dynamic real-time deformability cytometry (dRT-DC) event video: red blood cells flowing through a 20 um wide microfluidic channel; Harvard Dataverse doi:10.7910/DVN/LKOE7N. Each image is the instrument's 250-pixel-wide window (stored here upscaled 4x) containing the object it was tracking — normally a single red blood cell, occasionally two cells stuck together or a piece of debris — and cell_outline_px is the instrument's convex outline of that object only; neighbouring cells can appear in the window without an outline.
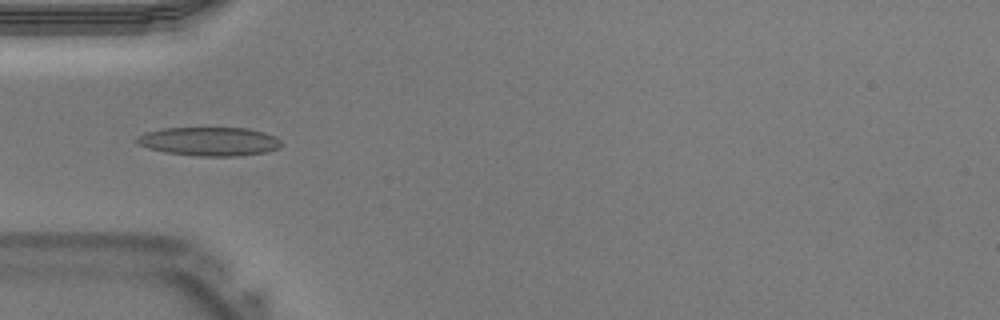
{"species": "Egyptian fruit bat (a non-hibernating species)", "species_latin": "Rousettus aegyptiacus", "temperature_condition": "warm", "stored_images_in_passage": 40, "camera_frame_rate_fps": 3000, "um_per_image_px": 0.085, "animal": {"sex": "male"}, "frame": {"image": 1, "passage_image": 12, "time_ms": 3.667, "image_size_px": [1000, 320], "cell_outline_px": [[284, 144], [280, 148], [264, 152], [240, 156], [200, 156], [164, 152], [148, 148], [136, 144], [136, 136], [144, 132], [160, 128], [248, 128], [264, 132], [276, 136]], "centroid_in_image_um": [17.79, 12.02], "position_along_channel_um": 67.2, "area_um2": 24.51}}
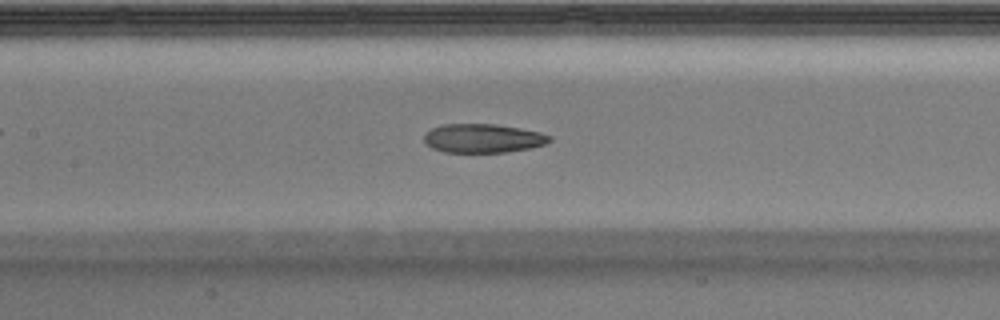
{"frame": {"image": 2, "passage_image": 18, "time_ms": 5.667, "image_size_px": [1000, 320], "cell_outline_px": [[552, 140], [548, 144], [532, 148], [504, 152], [444, 152], [432, 148], [424, 140], [424, 136], [432, 128], [440, 124], [496, 124], [520, 128], [540, 132], [552, 136]], "centroid_in_image_um": [41.1, 11.75], "position_along_channel_um": 166.3, "area_um2": 21.21}}
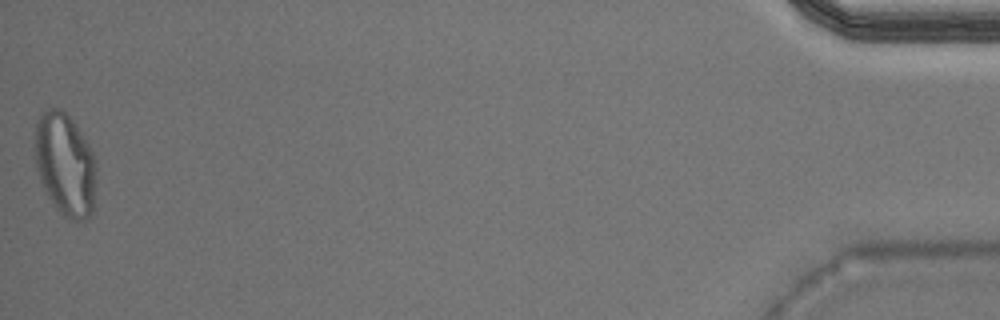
{"frame": {"image": 3, "passage_image": 40, "time_ms": 13.0, "image_size_px": [1000, 320], "cell_outline_px": [[96, 180], [92, 212], [88, 216], [80, 220], [72, 220], [64, 216], [52, 204], [44, 192], [36, 168], [36, 124], [40, 112], [48, 108], [60, 108], [72, 120], [88, 144], [96, 160]], "centroid_in_image_um": [5.53, 13.99], "position_along_channel_um": 429.7, "area_um2": 36.76}}